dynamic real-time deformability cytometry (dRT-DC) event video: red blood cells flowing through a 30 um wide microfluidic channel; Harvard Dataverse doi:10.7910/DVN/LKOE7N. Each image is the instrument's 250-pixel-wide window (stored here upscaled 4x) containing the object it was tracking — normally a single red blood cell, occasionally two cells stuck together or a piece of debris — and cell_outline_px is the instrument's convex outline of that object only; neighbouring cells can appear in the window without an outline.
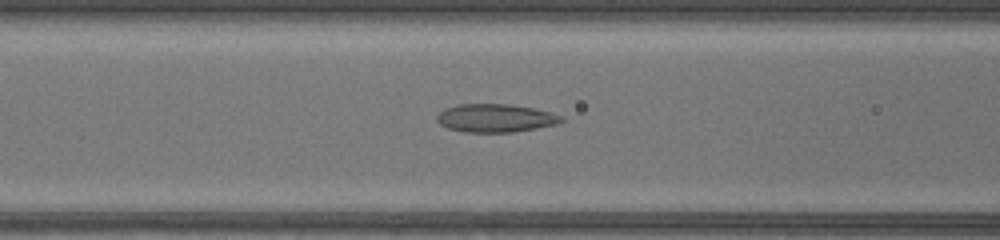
{"species": "common noctule bat (a hibernating species)", "species_latin": "Nyctalus noctula", "temperature_condition": "warm", "stored_images_in_passage": 25, "camera_frame_rate_fps": 3000, "um_per_image_px": 0.085, "animal": {"sex": "female", "body_mass_g": 17.0, "forearm_length_mm": 48.0}, "frame": {"image": 1, "passage_image": 6, "time_ms": 1.667, "image_size_px": [1000, 240], "cell_outline_px": [[564, 120], [556, 124], [536, 128], [512, 132], [468, 132], [448, 128], [440, 124], [436, 120], [436, 116], [444, 108], [460, 104], [508, 104], [532, 108], [552, 112], [560, 116]], "centroid_in_image_um": [42.09, 10.03], "position_along_channel_um": 124.5, "area_um2": 20.29}}
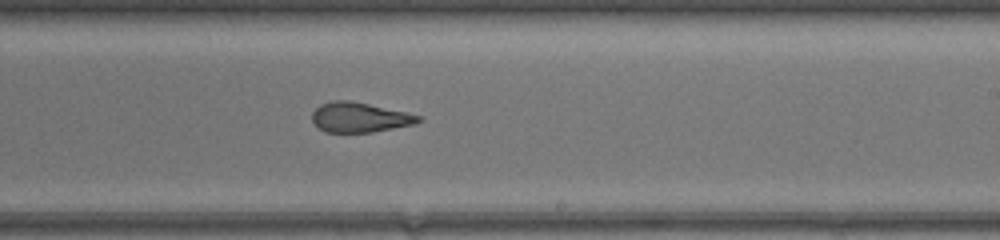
{"frame": {"image": 2, "passage_image": 15, "time_ms": 4.667, "image_size_px": [1000, 240], "cell_outline_px": [[420, 120], [412, 124], [372, 132], [328, 132], [320, 128], [312, 120], [312, 112], [320, 104], [336, 100], [348, 100], [368, 104], [404, 112], [420, 116]], "centroid_in_image_um": [30.51, 9.97], "position_along_channel_um": 258.5, "area_um2": 17.98}}
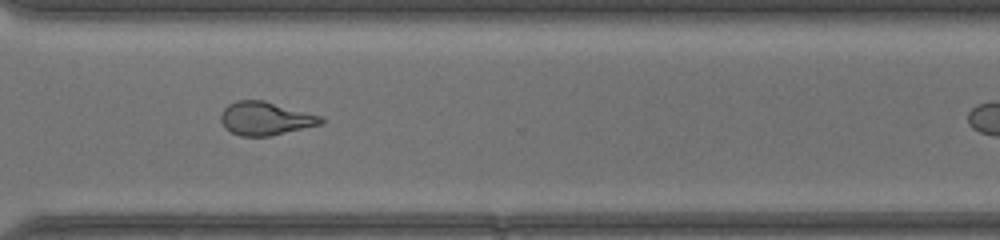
{"frame": {"image": 3, "passage_image": 21, "time_ms": 6.667, "image_size_px": [1000, 240], "cell_outline_px": [[324, 120], [320, 124], [268, 136], [240, 136], [224, 128], [220, 120], [220, 112], [228, 104], [236, 100], [264, 100], [324, 116]], "centroid_in_image_um": [22.53, 10.05], "position_along_channel_um": 348.1, "area_um2": 19.54}}